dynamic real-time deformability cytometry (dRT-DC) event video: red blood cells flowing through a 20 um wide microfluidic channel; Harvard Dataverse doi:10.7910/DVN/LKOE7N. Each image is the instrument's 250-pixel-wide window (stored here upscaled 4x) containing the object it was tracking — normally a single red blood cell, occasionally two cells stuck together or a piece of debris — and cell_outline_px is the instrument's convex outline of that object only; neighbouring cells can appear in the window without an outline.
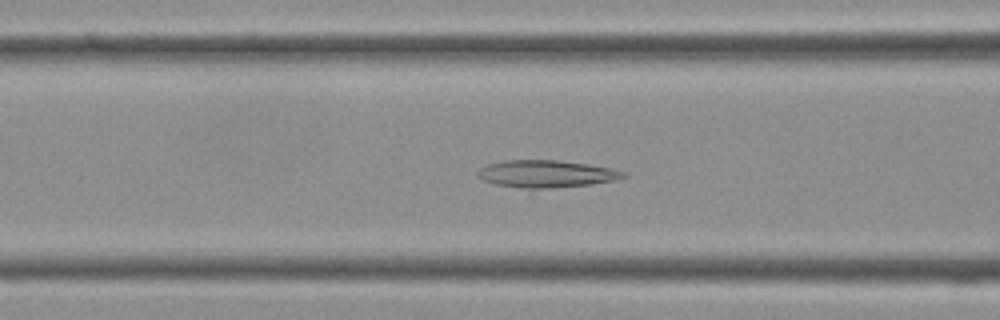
{"species": "Egyptian fruit bat (a non-hibernating species)", "species_latin": "Rousettus aegyptiacus", "temperature_condition": "cold", "stored_images_in_passage": 27, "camera_frame_rate_fps": 3000, "um_per_image_px": 0.085, "frame": {"image": 1, "passage_image": 15, "time_ms": 4.667, "image_size_px": [1000, 320], "cell_outline_px": [[628, 176], [616, 180], [592, 184], [552, 188], [524, 188], [496, 184], [480, 180], [476, 176], [476, 172], [480, 168], [488, 164], [504, 160], [556, 160], [588, 164], [612, 168], [628, 172]], "centroid_in_image_um": [46.45, 14.77], "position_along_channel_um": 120.2, "area_um2": 23.35}}
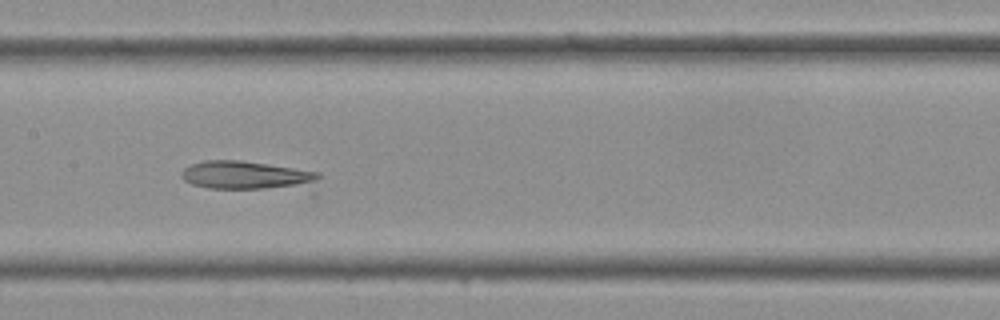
{"frame": {"image": 2, "passage_image": 19, "time_ms": 6.0, "image_size_px": [1000, 320], "cell_outline_px": [[320, 176], [316, 196], [312, 196], [208, 188], [192, 184], [184, 180], [180, 176], [180, 172], [184, 168], [192, 164], [204, 160], [240, 160], [320, 172]], "centroid_in_image_um": [21.4, 15.07], "position_along_channel_um": 186.0, "area_um2": 26.36}}
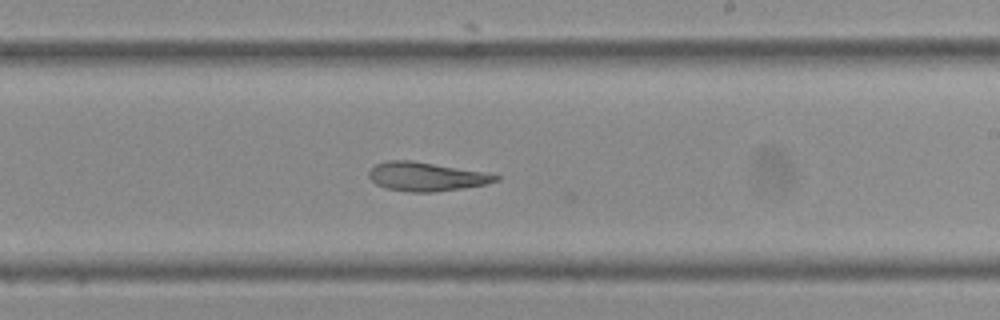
{"frame": {"image": 3, "passage_image": 23, "time_ms": 7.333, "image_size_px": [1000, 320], "cell_outline_px": [[500, 180], [488, 184], [432, 192], [408, 192], [388, 188], [376, 184], [368, 176], [368, 172], [376, 164], [388, 160], [412, 160], [484, 172], [500, 176]], "centroid_in_image_um": [36.23, 15.0], "position_along_channel_um": 252.8, "area_um2": 21.15}}